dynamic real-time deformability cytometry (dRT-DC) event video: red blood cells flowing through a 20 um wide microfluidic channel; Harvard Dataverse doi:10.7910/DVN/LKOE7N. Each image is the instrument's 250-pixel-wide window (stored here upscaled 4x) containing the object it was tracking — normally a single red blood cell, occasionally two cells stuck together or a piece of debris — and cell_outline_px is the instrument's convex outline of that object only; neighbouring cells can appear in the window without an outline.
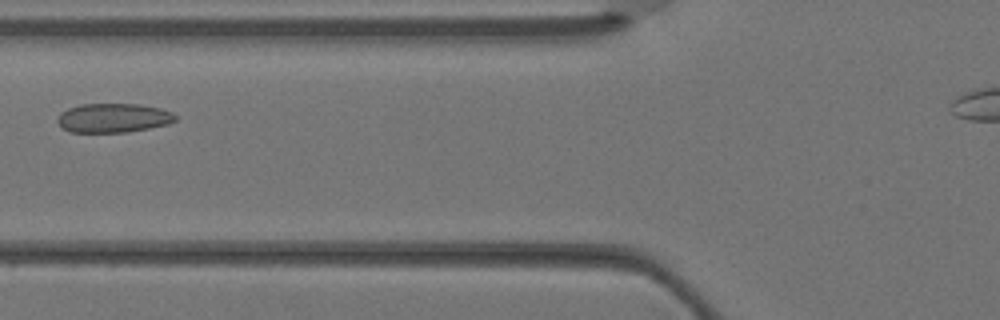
{"species": "Egyptian fruit bat (a non-hibernating species)", "species_latin": "Rousettus aegyptiacus", "temperature_condition": "warm", "stored_images_in_passage": 2, "camera_frame_rate_fps": 3000, "um_per_image_px": 0.085, "animal": {"sex": "female"}, "frame": {"image": 1, "passage_image": 2, "time_ms": 0.333, "image_size_px": [1000, 320], "cell_outline_px": [[176, 120], [168, 124], [128, 132], [68, 132], [60, 128], [56, 120], [60, 112], [68, 108], [80, 104], [140, 104], [160, 108], [172, 112], [176, 116]], "centroid_in_image_um": [9.58, 10.02], "position_along_channel_um": 116.2, "area_um2": 20.23}}